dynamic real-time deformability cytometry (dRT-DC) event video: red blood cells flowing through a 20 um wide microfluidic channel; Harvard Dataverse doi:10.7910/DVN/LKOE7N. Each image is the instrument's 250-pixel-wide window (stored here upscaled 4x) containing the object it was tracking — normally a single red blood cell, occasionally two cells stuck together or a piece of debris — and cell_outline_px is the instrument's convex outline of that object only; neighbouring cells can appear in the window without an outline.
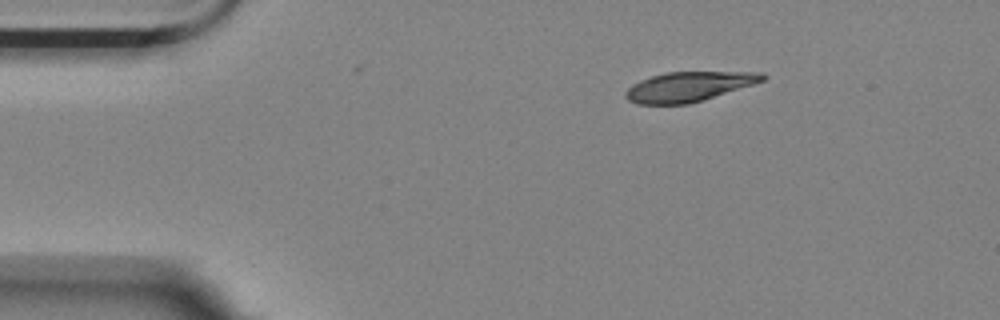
{"species": "Egyptian fruit bat (a non-hibernating species)", "species_latin": "Rousettus aegyptiacus", "temperature_condition": "room temperature", "stored_images_in_passage": 3, "camera_frame_rate_fps": 3000, "um_per_image_px": 0.085, "animal": {"sex": "female"}, "frame": {"image": 1, "passage_image": 1, "time_ms": 0.0, "image_size_px": [1000, 320], "cell_outline_px": [[768, 76], [764, 80], [704, 100], [688, 104], [636, 104], [628, 100], [624, 96], [624, 92], [632, 84], [640, 80], [652, 76], [668, 72], [764, 72]], "centroid_in_image_um": [58.52, 7.36], "position_along_channel_um": 26.5, "area_um2": 23.64}}